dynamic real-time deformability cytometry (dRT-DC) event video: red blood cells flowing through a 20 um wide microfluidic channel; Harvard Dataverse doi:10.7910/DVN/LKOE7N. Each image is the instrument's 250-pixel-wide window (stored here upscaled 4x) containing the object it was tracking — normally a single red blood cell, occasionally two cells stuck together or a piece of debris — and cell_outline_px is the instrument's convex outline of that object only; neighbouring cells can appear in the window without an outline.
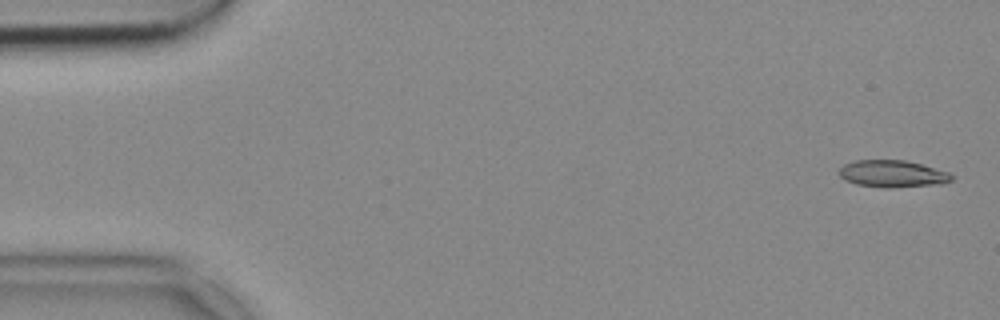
{"species": "common noctule bat (a hibernating species)", "species_latin": "Nyctalus noctula", "temperature_condition": "cold", "stored_images_in_passage": 53, "camera_frame_rate_fps": 3000, "um_per_image_px": 0.085, "animal": {"sex": "female", "body_mass_g": 18.4}, "frame": {"image": 1, "passage_image": 2, "time_ms": 0.333, "image_size_px": [1000, 320], "cell_outline_px": [[956, 176], [952, 180], [944, 184], [892, 188], [884, 188], [856, 184], [844, 180], [836, 172], [844, 164], [856, 160], [904, 160], [920, 164], [948, 172]], "centroid_in_image_um": [75.86, 14.78], "position_along_channel_um": 9.1, "area_um2": 17.98}}
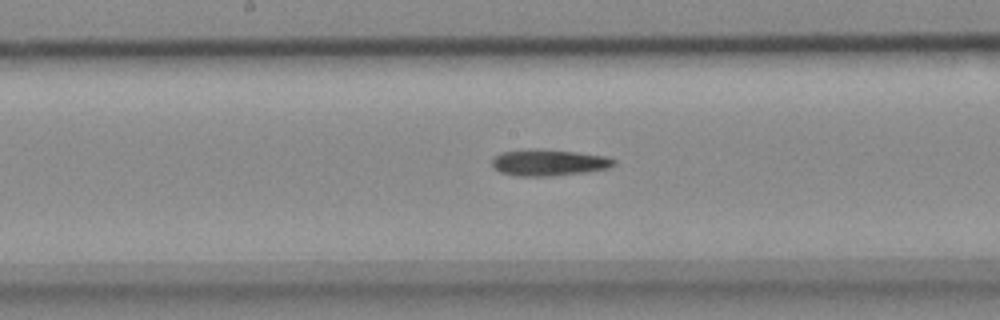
{"frame": {"image": 2, "passage_image": 27, "time_ms": 8.667, "image_size_px": [1000, 320], "cell_outline_px": [[616, 164], [608, 168], [584, 172], [552, 176], [516, 176], [500, 172], [492, 168], [492, 160], [500, 152], [528, 148], [536, 148], [576, 152], [608, 156], [616, 160]], "centroid_in_image_um": [46.62, 13.81], "position_along_channel_um": 201.6, "area_um2": 19.02}}
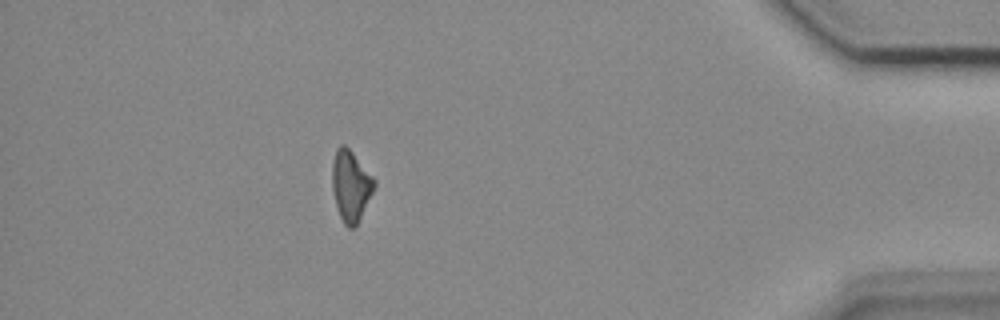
{"frame": {"image": 3, "passage_image": 47, "time_ms": 15.333, "image_size_px": [1000, 320], "cell_outline_px": [[376, 184], [356, 228], [348, 228], [344, 224], [340, 216], [336, 204], [332, 188], [332, 164], [336, 148], [340, 144], [344, 144], [352, 152], [376, 180]], "centroid_in_image_um": [29.81, 15.8], "position_along_channel_um": 405.4, "area_um2": 17.34}}